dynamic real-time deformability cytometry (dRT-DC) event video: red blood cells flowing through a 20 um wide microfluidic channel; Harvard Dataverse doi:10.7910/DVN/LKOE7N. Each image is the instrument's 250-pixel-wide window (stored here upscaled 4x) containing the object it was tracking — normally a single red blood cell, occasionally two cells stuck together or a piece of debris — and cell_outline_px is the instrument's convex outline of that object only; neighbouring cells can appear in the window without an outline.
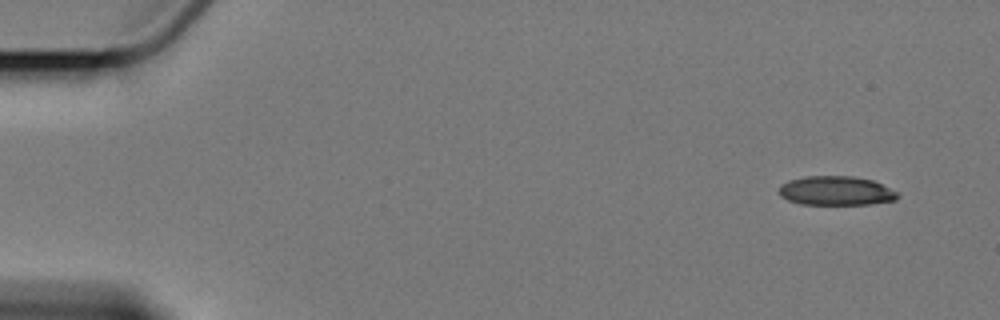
{"species": "Egyptian fruit bat (a non-hibernating species)", "species_latin": "Rousettus aegyptiacus", "temperature_condition": "cold", "stored_images_in_passage": 5, "camera_frame_rate_fps": 3000, "um_per_image_px": 0.085, "animal": {"sex": "female"}, "frame": {"image": 1, "passage_image": 1, "time_ms": 0.0, "image_size_px": [1000, 320], "cell_outline_px": [[900, 196], [896, 200], [872, 204], [800, 204], [788, 200], [780, 196], [780, 184], [788, 180], [804, 176], [852, 176], [872, 180], [900, 192]], "centroid_in_image_um": [71.09, 16.21], "position_along_channel_um": 13.9, "area_um2": 20.35}}
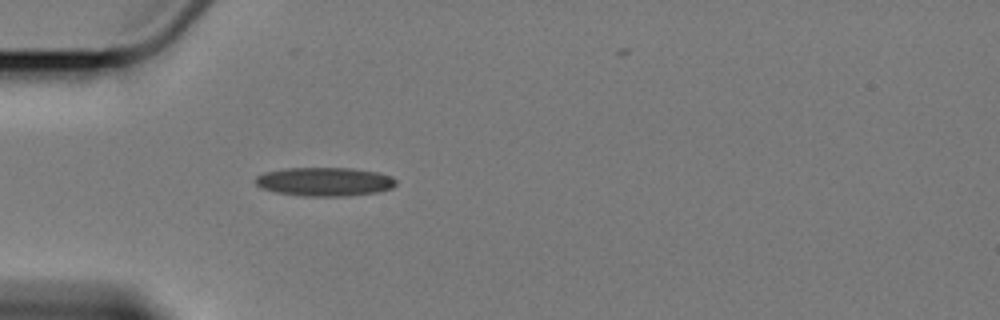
{"frame": {"image": 2, "passage_image": 5, "time_ms": 4.667, "image_size_px": [1000, 320], "cell_outline_px": [[396, 184], [392, 188], [376, 192], [340, 196], [304, 196], [276, 192], [260, 188], [252, 180], [256, 176], [264, 172], [288, 168], [352, 168], [380, 172], [392, 176], [396, 180]], "centroid_in_image_um": [27.57, 15.43], "position_along_channel_um": 57.4, "area_um2": 23.64}}